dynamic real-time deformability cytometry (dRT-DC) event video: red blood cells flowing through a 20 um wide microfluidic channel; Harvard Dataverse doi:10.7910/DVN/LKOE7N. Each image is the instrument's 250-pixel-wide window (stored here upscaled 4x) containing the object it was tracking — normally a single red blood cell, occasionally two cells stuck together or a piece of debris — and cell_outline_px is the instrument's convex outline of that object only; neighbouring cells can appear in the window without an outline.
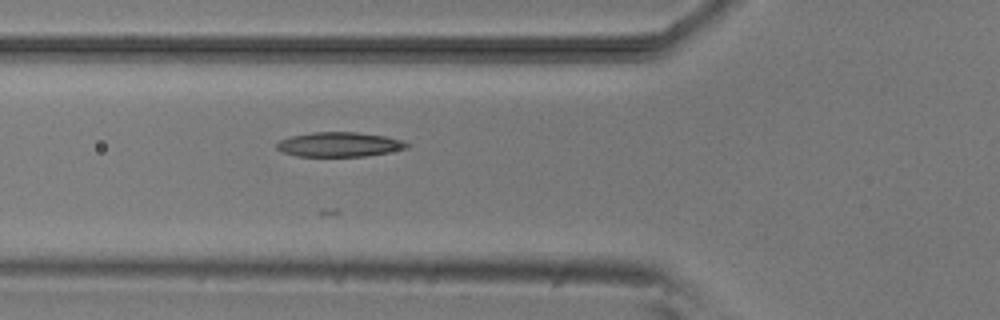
{"species": "common noctule bat (a hibernating species)", "species_latin": "Nyctalus noctula", "temperature_condition": "room temperature", "stored_images_in_passage": 6, "camera_frame_rate_fps": 3000, "um_per_image_px": 0.085, "animal": {"sex": "male", "body_mass_g": 20.5, "forearm_length_mm": 52.5}, "frame": {"image": 1, "passage_image": 6, "time_ms": 5.667, "image_size_px": [1000, 320], "cell_outline_px": [[412, 144], [408, 148], [368, 156], [296, 156], [284, 152], [276, 148], [276, 144], [280, 140], [292, 136], [312, 132], [356, 132], [384, 136], [404, 140]], "centroid_in_image_um": [28.89, 12.28], "position_along_channel_um": 96.9, "area_um2": 18.67}}